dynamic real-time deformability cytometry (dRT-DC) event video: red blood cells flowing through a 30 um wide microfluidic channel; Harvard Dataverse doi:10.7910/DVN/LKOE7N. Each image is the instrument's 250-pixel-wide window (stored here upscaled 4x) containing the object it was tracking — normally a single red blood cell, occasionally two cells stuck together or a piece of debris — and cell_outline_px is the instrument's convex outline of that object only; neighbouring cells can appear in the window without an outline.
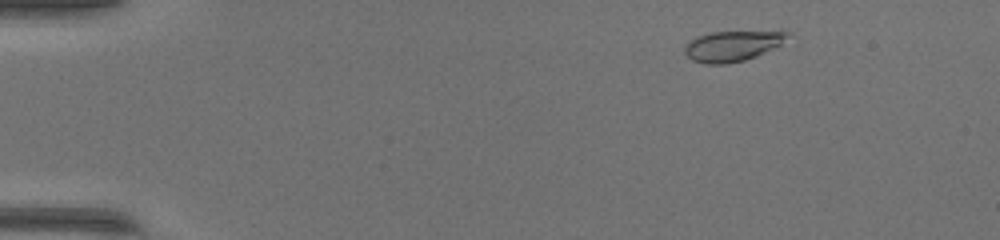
{"species": "common noctule bat (a hibernating species)", "species_latin": "Nyctalus noctula", "temperature_condition": "warm", "stored_images_in_passage": 8, "camera_frame_rate_fps": 3000, "um_per_image_px": 0.085, "animal": {"sex": "female", "body_mass_g": 17.0, "forearm_length_mm": 48.0}, "frame": {"image": 1, "passage_image": 2, "time_ms": 0.333, "image_size_px": [1000, 240], "cell_outline_px": [[788, 36], [780, 44], [756, 56], [744, 60], [728, 64], [704, 64], [692, 60], [684, 52], [684, 44], [688, 40], [696, 36], [708, 32], [788, 32]], "centroid_in_image_um": [62.13, 3.92], "position_along_channel_um": 22.9, "area_um2": 18.03}}